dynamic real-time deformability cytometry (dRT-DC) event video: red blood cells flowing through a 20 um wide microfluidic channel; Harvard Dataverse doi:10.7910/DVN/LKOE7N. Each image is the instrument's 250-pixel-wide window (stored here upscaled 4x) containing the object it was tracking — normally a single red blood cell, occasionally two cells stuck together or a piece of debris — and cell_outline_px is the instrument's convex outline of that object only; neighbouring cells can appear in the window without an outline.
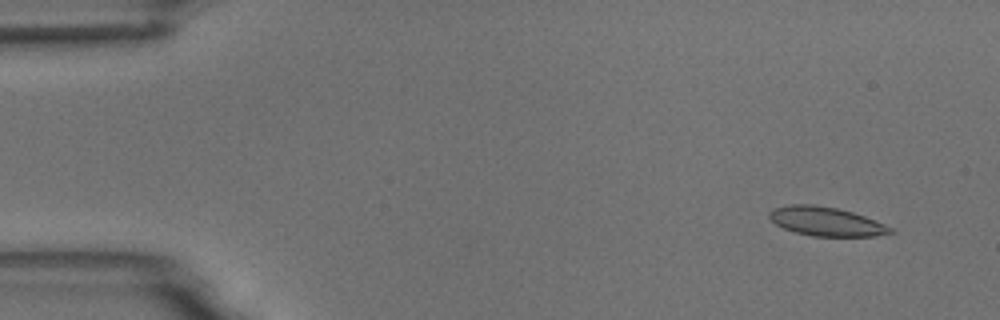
{"species": "common noctule bat (a hibernating species)", "species_latin": "Nyctalus noctula", "temperature_condition": "room temperature", "stored_images_in_passage": 14, "camera_frame_rate_fps": 3000, "um_per_image_px": 0.085, "animal": {"sex": "male", "body_mass_g": 18.8}, "frame": {"image": 1, "passage_image": 1, "time_ms": 0.0, "image_size_px": [1000, 320], "cell_outline_px": [[896, 232], [876, 236], [812, 236], [796, 232], [784, 228], [776, 224], [768, 216], [768, 212], [772, 208], [792, 204], [812, 204], [836, 208], [852, 212], [864, 216], [896, 228]], "centroid_in_image_um": [70.25, 18.82], "position_along_channel_um": 14.7, "area_um2": 20.52}}
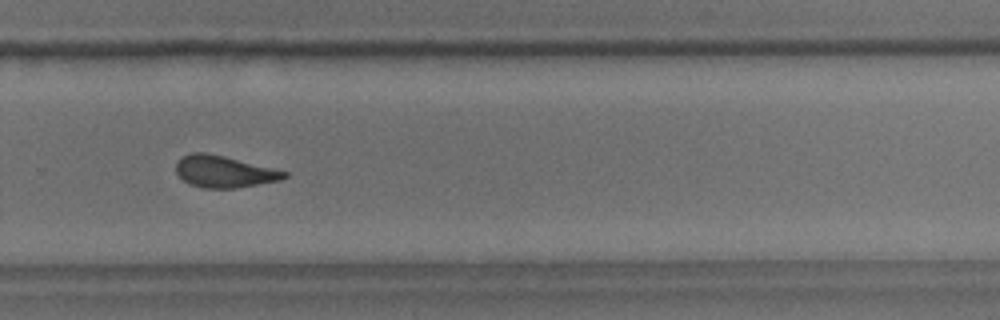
{"frame": {"image": 2, "passage_image": 10, "time_ms": 11.0, "image_size_px": [1000, 320], "cell_outline_px": [[288, 176], [280, 180], [236, 188], [204, 188], [188, 184], [176, 172], [176, 164], [180, 156], [192, 152], [204, 152], [224, 156], [288, 172]], "centroid_in_image_um": [19.01, 14.58], "position_along_channel_um": 310.8, "area_um2": 19.94}}
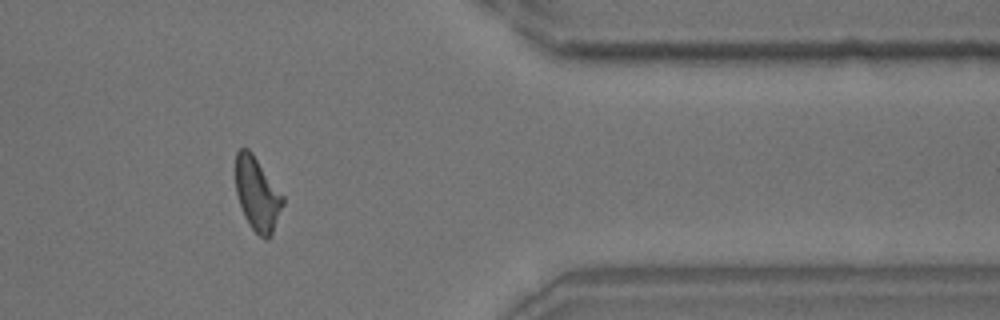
{"frame": {"image": 3, "passage_image": 12, "time_ms": 13.667, "image_size_px": [1000, 320], "cell_outline_px": [[284, 204], [272, 232], [268, 240], [264, 240], [248, 224], [244, 216], [236, 192], [236, 152], [240, 148], [248, 148], [252, 152], [284, 196]], "centroid_in_image_um": [21.87, 16.49], "position_along_channel_um": 389.5, "area_um2": 20.17}, "authors_computed_cell_mechanics": {"area_um2": 20.3167, "velocity_mm_per_s": 3.6981, "shape_relaxation_time_tau1_ms": null, "shape_relaxation_time_tau2_ms": 2.9093, "deformation_change_tau1": null, "deformation_change_tau2": 0.0993}}